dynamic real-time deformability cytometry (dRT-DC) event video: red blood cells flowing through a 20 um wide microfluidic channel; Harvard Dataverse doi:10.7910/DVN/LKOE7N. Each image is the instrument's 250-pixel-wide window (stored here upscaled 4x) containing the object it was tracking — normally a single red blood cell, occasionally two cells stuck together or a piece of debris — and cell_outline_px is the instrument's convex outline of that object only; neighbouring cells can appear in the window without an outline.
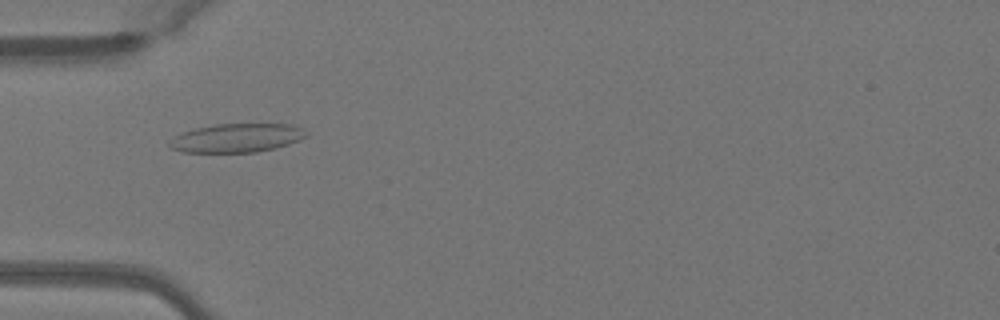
{"species": "Egyptian fruit bat (a non-hibernating species)", "species_latin": "Rousettus aegyptiacus", "temperature_condition": "warm", "stored_images_in_passage": 42, "camera_frame_rate_fps": 3000, "um_per_image_px": 0.085, "animal": {"sex": "female"}, "frame": {"image": 1, "passage_image": 8, "time_ms": 2.333, "image_size_px": [1000, 320], "cell_outline_px": [[308, 136], [300, 140], [276, 148], [256, 152], [184, 152], [172, 148], [168, 144], [168, 140], [184, 132], [196, 128], [216, 124], [292, 124], [308, 132]], "centroid_in_image_um": [20.16, 11.72], "position_along_channel_um": 64.8, "area_um2": 22.83}}
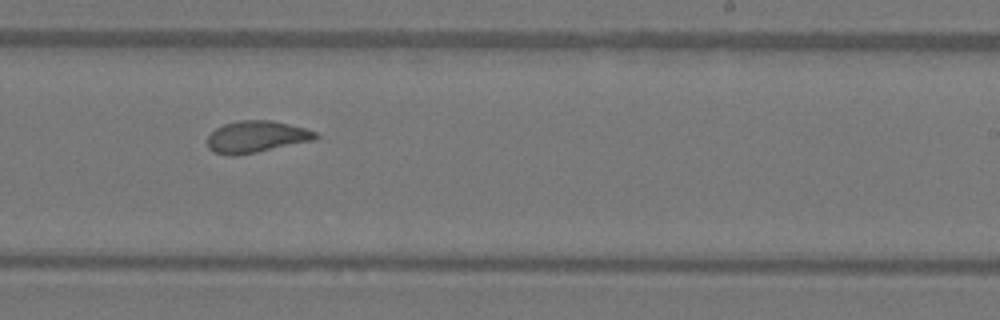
{"frame": {"image": 2, "passage_image": 23, "time_ms": 7.333, "image_size_px": [1000, 320], "cell_outline_px": [[320, 136], [316, 140], [236, 156], [232, 156], [212, 152], [208, 148], [208, 136], [216, 128], [224, 124], [240, 120], [272, 120], [304, 128], [316, 132]], "centroid_in_image_um": [21.79, 11.63], "position_along_channel_um": 267.2, "area_um2": 20.06}}
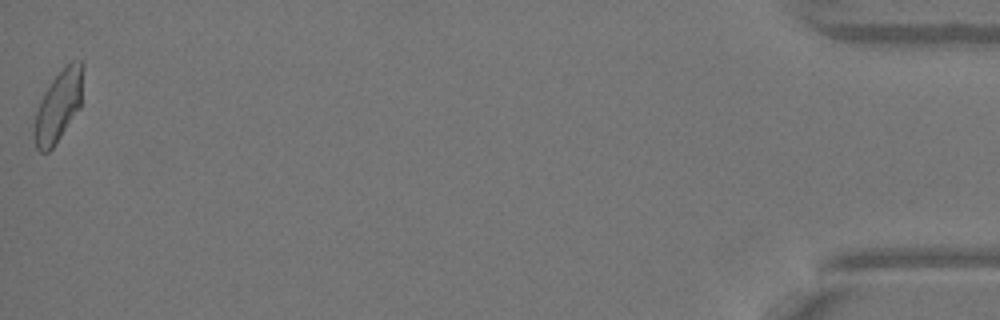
{"frame": {"image": 3, "passage_image": 42, "time_ms": 13.667, "image_size_px": [1000, 320], "cell_outline_px": [[84, 64], [80, 108], [52, 148], [48, 152], [40, 152], [36, 148], [32, 132], [36, 112], [40, 100], [44, 92], [52, 80], [72, 60], [80, 60]], "centroid_in_image_um": [4.95, 9.02], "position_along_channel_um": 430.2, "area_um2": 20.17}, "authors_computed_cell_mechanics": {"area_um2": 20.1722, "velocity_mm_per_s": 4.054, "shape_relaxation_time_tau1_ms": null, "shape_relaxation_time_tau2_ms": 1.5771, "deformation_change_tau1": null, "deformation_change_tau2": 0.0797}}